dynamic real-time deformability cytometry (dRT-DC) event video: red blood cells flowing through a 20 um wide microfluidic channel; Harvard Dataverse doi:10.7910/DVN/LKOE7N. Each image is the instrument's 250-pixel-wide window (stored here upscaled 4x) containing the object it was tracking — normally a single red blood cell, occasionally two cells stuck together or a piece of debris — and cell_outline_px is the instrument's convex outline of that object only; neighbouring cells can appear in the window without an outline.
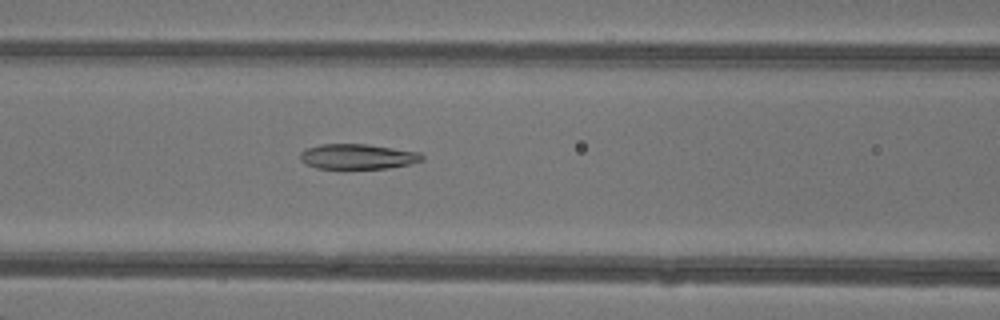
{"species": "common noctule bat (a hibernating species)", "species_latin": "Nyctalus noctula", "temperature_condition": "warm", "stored_images_in_passage": 48, "camera_frame_rate_fps": 3000, "um_per_image_px": 0.085, "animal": {"sex": "female"}, "frame": {"image": 1, "passage_image": 21, "time_ms": 6.667, "image_size_px": [1000, 320], "cell_outline_px": [[424, 160], [408, 164], [388, 168], [316, 168], [300, 160], [300, 152], [308, 148], [320, 144], [368, 144], [420, 152], [424, 156]], "centroid_in_image_um": [30.42, 13.3], "position_along_channel_um": 136.2, "area_um2": 17.74}}
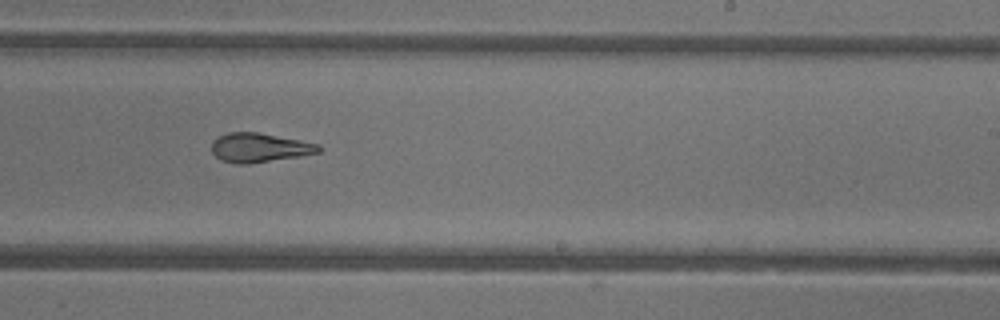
{"frame": {"image": 2, "passage_image": 30, "time_ms": 9.667, "image_size_px": [1000, 320], "cell_outline_px": [[320, 152], [300, 156], [248, 164], [236, 164], [220, 160], [212, 152], [212, 140], [228, 132], [256, 132], [300, 140], [320, 144]], "centroid_in_image_um": [22.03, 12.55], "position_along_channel_um": 267.0, "area_um2": 18.15}}
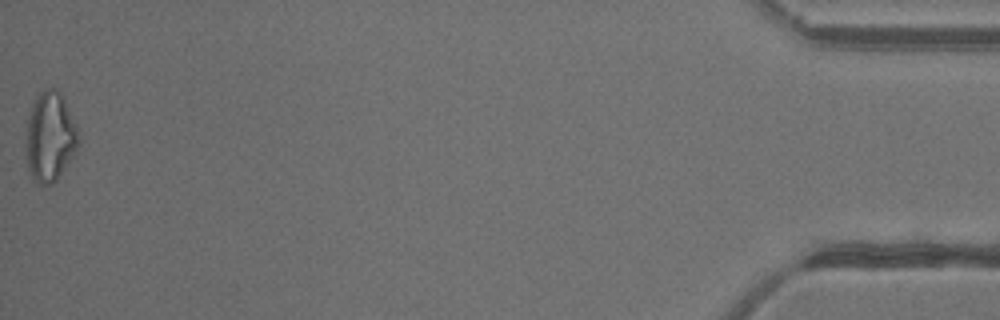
{"frame": {"image": 3, "passage_image": 48, "time_ms": 15.667, "image_size_px": [1000, 320], "cell_outline_px": [[80, 144], [56, 180], [52, 184], [40, 184], [32, 180], [28, 168], [24, 148], [24, 144], [28, 120], [32, 104], [36, 96], [44, 88], [56, 88], [60, 92], [76, 124], [80, 140]], "centroid_in_image_um": [4.23, 11.63], "position_along_channel_um": 431.0, "area_um2": 27.63}, "authors_computed_cell_mechanics": {"area_um2": 20.5479, "velocity_mm_per_s": 4.362, "shape_relaxation_time_tau1_ms": null, "shape_relaxation_time_tau2_ms": 2.9466, "deformation_change_tau1": null, "deformation_change_tau2": 0.1238}}